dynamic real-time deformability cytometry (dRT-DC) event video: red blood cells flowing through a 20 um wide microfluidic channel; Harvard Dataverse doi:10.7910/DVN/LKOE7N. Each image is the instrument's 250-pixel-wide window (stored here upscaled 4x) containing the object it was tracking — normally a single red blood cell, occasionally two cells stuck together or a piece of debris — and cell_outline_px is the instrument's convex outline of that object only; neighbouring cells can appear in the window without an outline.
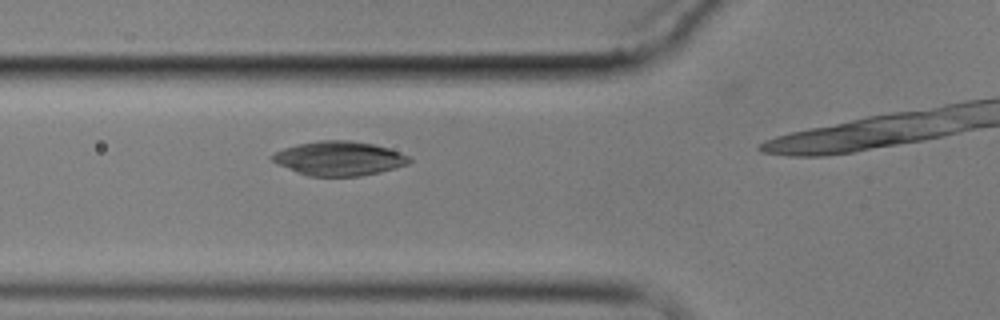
{"species": "common noctule bat (a hibernating species)", "species_latin": "Nyctalus noctula", "temperature_condition": "cold", "stored_images_in_passage": 5, "camera_frame_rate_fps": 3000, "um_per_image_px": 0.085, "animal": {"sex": "male", "body_mass_g": 17.9}, "frame": {"image": 1, "passage_image": 4, "time_ms": 3.667, "image_size_px": [1000, 320], "cell_outline_px": [[412, 160], [408, 164], [380, 172], [360, 176], [308, 176], [296, 172], [272, 160], [268, 156], [284, 148], [300, 144], [320, 140], [352, 140], [372, 144], [388, 148], [412, 156]], "centroid_in_image_um": [28.86, 13.46], "position_along_channel_um": 96.9, "area_um2": 27.28}}